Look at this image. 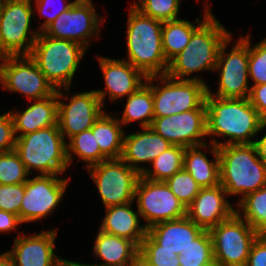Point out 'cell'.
<instances>
[{
    "instance_id": "c3c4849f",
    "label": "cell",
    "mask_w": 266,
    "mask_h": 266,
    "mask_svg": "<svg viewBox=\"0 0 266 266\" xmlns=\"http://www.w3.org/2000/svg\"><path fill=\"white\" fill-rule=\"evenodd\" d=\"M2 5H3V0H0V12H1Z\"/></svg>"
},
{
    "instance_id": "e0dca14e",
    "label": "cell",
    "mask_w": 266,
    "mask_h": 266,
    "mask_svg": "<svg viewBox=\"0 0 266 266\" xmlns=\"http://www.w3.org/2000/svg\"><path fill=\"white\" fill-rule=\"evenodd\" d=\"M150 128L173 145L183 147L205 144L207 137L206 108L154 117Z\"/></svg>"
},
{
    "instance_id": "836d02e7",
    "label": "cell",
    "mask_w": 266,
    "mask_h": 266,
    "mask_svg": "<svg viewBox=\"0 0 266 266\" xmlns=\"http://www.w3.org/2000/svg\"><path fill=\"white\" fill-rule=\"evenodd\" d=\"M180 266H215L212 239L204 230L192 244L179 255Z\"/></svg>"
},
{
    "instance_id": "9a60e30c",
    "label": "cell",
    "mask_w": 266,
    "mask_h": 266,
    "mask_svg": "<svg viewBox=\"0 0 266 266\" xmlns=\"http://www.w3.org/2000/svg\"><path fill=\"white\" fill-rule=\"evenodd\" d=\"M69 178L58 175H36L25 182V193L20 206V220L30 223L52 214L63 200Z\"/></svg>"
},
{
    "instance_id": "7402d4cb",
    "label": "cell",
    "mask_w": 266,
    "mask_h": 266,
    "mask_svg": "<svg viewBox=\"0 0 266 266\" xmlns=\"http://www.w3.org/2000/svg\"><path fill=\"white\" fill-rule=\"evenodd\" d=\"M9 113L13 120L16 137L57 125V90L51 96L34 100V103L29 105L23 112L12 110Z\"/></svg>"
},
{
    "instance_id": "bcb514c9",
    "label": "cell",
    "mask_w": 266,
    "mask_h": 266,
    "mask_svg": "<svg viewBox=\"0 0 266 266\" xmlns=\"http://www.w3.org/2000/svg\"><path fill=\"white\" fill-rule=\"evenodd\" d=\"M0 266H15L12 257L6 252L0 254Z\"/></svg>"
},
{
    "instance_id": "f546056e",
    "label": "cell",
    "mask_w": 266,
    "mask_h": 266,
    "mask_svg": "<svg viewBox=\"0 0 266 266\" xmlns=\"http://www.w3.org/2000/svg\"><path fill=\"white\" fill-rule=\"evenodd\" d=\"M236 204L235 212L260 234H266V186L245 195Z\"/></svg>"
},
{
    "instance_id": "4fadbf2b",
    "label": "cell",
    "mask_w": 266,
    "mask_h": 266,
    "mask_svg": "<svg viewBox=\"0 0 266 266\" xmlns=\"http://www.w3.org/2000/svg\"><path fill=\"white\" fill-rule=\"evenodd\" d=\"M137 210L146 229L155 224L186 216V208L170 190L165 181H152L140 175L135 198Z\"/></svg>"
},
{
    "instance_id": "7dc6e473",
    "label": "cell",
    "mask_w": 266,
    "mask_h": 266,
    "mask_svg": "<svg viewBox=\"0 0 266 266\" xmlns=\"http://www.w3.org/2000/svg\"><path fill=\"white\" fill-rule=\"evenodd\" d=\"M62 266H101V265H97L96 263L95 264H82V263H79V262H72L70 260H67V259H63V265Z\"/></svg>"
},
{
    "instance_id": "ac0fdd59",
    "label": "cell",
    "mask_w": 266,
    "mask_h": 266,
    "mask_svg": "<svg viewBox=\"0 0 266 266\" xmlns=\"http://www.w3.org/2000/svg\"><path fill=\"white\" fill-rule=\"evenodd\" d=\"M99 65L103 74L105 88L95 90L103 107L107 94L109 100L127 98L145 83L146 76L124 59H115L98 56ZM144 80V81H143Z\"/></svg>"
},
{
    "instance_id": "ee69618b",
    "label": "cell",
    "mask_w": 266,
    "mask_h": 266,
    "mask_svg": "<svg viewBox=\"0 0 266 266\" xmlns=\"http://www.w3.org/2000/svg\"><path fill=\"white\" fill-rule=\"evenodd\" d=\"M19 224H22L18 215H15L4 210H0V232L15 231Z\"/></svg>"
},
{
    "instance_id": "8fae6325",
    "label": "cell",
    "mask_w": 266,
    "mask_h": 266,
    "mask_svg": "<svg viewBox=\"0 0 266 266\" xmlns=\"http://www.w3.org/2000/svg\"><path fill=\"white\" fill-rule=\"evenodd\" d=\"M87 170L105 208L135 202V187L141 174L121 158L106 159Z\"/></svg>"
},
{
    "instance_id": "44dd1931",
    "label": "cell",
    "mask_w": 266,
    "mask_h": 266,
    "mask_svg": "<svg viewBox=\"0 0 266 266\" xmlns=\"http://www.w3.org/2000/svg\"><path fill=\"white\" fill-rule=\"evenodd\" d=\"M172 145L161 135L155 133L150 127L142 128L139 132L124 135L121 159L141 174L147 167L139 166L140 164H151L158 155Z\"/></svg>"
},
{
    "instance_id": "d6986e66",
    "label": "cell",
    "mask_w": 266,
    "mask_h": 266,
    "mask_svg": "<svg viewBox=\"0 0 266 266\" xmlns=\"http://www.w3.org/2000/svg\"><path fill=\"white\" fill-rule=\"evenodd\" d=\"M57 229L43 230L32 236L17 235L7 253L15 266H62L63 259L54 252Z\"/></svg>"
},
{
    "instance_id": "52a82bcc",
    "label": "cell",
    "mask_w": 266,
    "mask_h": 266,
    "mask_svg": "<svg viewBox=\"0 0 266 266\" xmlns=\"http://www.w3.org/2000/svg\"><path fill=\"white\" fill-rule=\"evenodd\" d=\"M28 0H3L0 12V57L30 55L39 31L31 28L34 9Z\"/></svg>"
},
{
    "instance_id": "d4e9b609",
    "label": "cell",
    "mask_w": 266,
    "mask_h": 266,
    "mask_svg": "<svg viewBox=\"0 0 266 266\" xmlns=\"http://www.w3.org/2000/svg\"><path fill=\"white\" fill-rule=\"evenodd\" d=\"M133 202L111 206L106 209L100 230L131 240L138 248L145 238L147 229L140 225V215L131 208Z\"/></svg>"
},
{
    "instance_id": "4dcf8cb0",
    "label": "cell",
    "mask_w": 266,
    "mask_h": 266,
    "mask_svg": "<svg viewBox=\"0 0 266 266\" xmlns=\"http://www.w3.org/2000/svg\"><path fill=\"white\" fill-rule=\"evenodd\" d=\"M186 148L172 145L151 162L153 169L146 168L141 176L152 181H166L183 169Z\"/></svg>"
},
{
    "instance_id": "f6af8a7d",
    "label": "cell",
    "mask_w": 266,
    "mask_h": 266,
    "mask_svg": "<svg viewBox=\"0 0 266 266\" xmlns=\"http://www.w3.org/2000/svg\"><path fill=\"white\" fill-rule=\"evenodd\" d=\"M264 128H266V121H263L261 124V130H263ZM254 145L257 149L260 160L266 166V134L262 136L261 139L255 140Z\"/></svg>"
},
{
    "instance_id": "83f0119b",
    "label": "cell",
    "mask_w": 266,
    "mask_h": 266,
    "mask_svg": "<svg viewBox=\"0 0 266 266\" xmlns=\"http://www.w3.org/2000/svg\"><path fill=\"white\" fill-rule=\"evenodd\" d=\"M122 127L118 117H113L105 111L91 127L100 151L107 159H118L122 156L125 135Z\"/></svg>"
},
{
    "instance_id": "ab89813d",
    "label": "cell",
    "mask_w": 266,
    "mask_h": 266,
    "mask_svg": "<svg viewBox=\"0 0 266 266\" xmlns=\"http://www.w3.org/2000/svg\"><path fill=\"white\" fill-rule=\"evenodd\" d=\"M55 1L60 2V3L63 2V3H62V5H60V8L57 9L58 11L56 10V12L49 13L48 10L51 8L50 6H53V5L56 6ZM75 1L76 0L71 1V2H68V0H59V1L58 0H34L33 1V2H35V8L34 9H36V11L38 10L37 13L41 17H45V21L42 22L43 24H40L41 26L38 27V31L43 32L55 20L56 17H58L62 12H65L66 10L71 8V6L74 4ZM51 10H52V8H51Z\"/></svg>"
},
{
    "instance_id": "1f68e13d",
    "label": "cell",
    "mask_w": 266,
    "mask_h": 266,
    "mask_svg": "<svg viewBox=\"0 0 266 266\" xmlns=\"http://www.w3.org/2000/svg\"><path fill=\"white\" fill-rule=\"evenodd\" d=\"M67 160L71 164L73 155L84 161L86 168L99 164L107 158L101 153L100 147L93 135L92 129L80 132L66 143ZM73 154V155H72Z\"/></svg>"
},
{
    "instance_id": "30bf717a",
    "label": "cell",
    "mask_w": 266,
    "mask_h": 266,
    "mask_svg": "<svg viewBox=\"0 0 266 266\" xmlns=\"http://www.w3.org/2000/svg\"><path fill=\"white\" fill-rule=\"evenodd\" d=\"M230 34L222 43L218 66L220 73L218 90L214 94L208 87V94L219 98H249L251 86L248 85L249 35L240 36L229 53L226 48L232 42Z\"/></svg>"
},
{
    "instance_id": "7a4b0ae2",
    "label": "cell",
    "mask_w": 266,
    "mask_h": 266,
    "mask_svg": "<svg viewBox=\"0 0 266 266\" xmlns=\"http://www.w3.org/2000/svg\"><path fill=\"white\" fill-rule=\"evenodd\" d=\"M230 34L212 13L192 33L183 51L169 61L166 75L178 80H197L205 83L202 78L191 77V74L205 70L214 71L218 66L221 43Z\"/></svg>"
},
{
    "instance_id": "74e56055",
    "label": "cell",
    "mask_w": 266,
    "mask_h": 266,
    "mask_svg": "<svg viewBox=\"0 0 266 266\" xmlns=\"http://www.w3.org/2000/svg\"><path fill=\"white\" fill-rule=\"evenodd\" d=\"M250 37L248 72L254 81L251 85H261L266 83V38L251 46Z\"/></svg>"
},
{
    "instance_id": "b9f144b4",
    "label": "cell",
    "mask_w": 266,
    "mask_h": 266,
    "mask_svg": "<svg viewBox=\"0 0 266 266\" xmlns=\"http://www.w3.org/2000/svg\"><path fill=\"white\" fill-rule=\"evenodd\" d=\"M246 266H266V234H260L253 242Z\"/></svg>"
},
{
    "instance_id": "cb8c5ba5",
    "label": "cell",
    "mask_w": 266,
    "mask_h": 266,
    "mask_svg": "<svg viewBox=\"0 0 266 266\" xmlns=\"http://www.w3.org/2000/svg\"><path fill=\"white\" fill-rule=\"evenodd\" d=\"M101 266H138L139 248L131 241L99 229L93 247Z\"/></svg>"
},
{
    "instance_id": "e575fe53",
    "label": "cell",
    "mask_w": 266,
    "mask_h": 266,
    "mask_svg": "<svg viewBox=\"0 0 266 266\" xmlns=\"http://www.w3.org/2000/svg\"><path fill=\"white\" fill-rule=\"evenodd\" d=\"M181 0H138L131 3L143 15L166 22L178 18Z\"/></svg>"
},
{
    "instance_id": "7c38bea8",
    "label": "cell",
    "mask_w": 266,
    "mask_h": 266,
    "mask_svg": "<svg viewBox=\"0 0 266 266\" xmlns=\"http://www.w3.org/2000/svg\"><path fill=\"white\" fill-rule=\"evenodd\" d=\"M0 85L9 92L26 96L29 101L53 95L56 89L29 55L0 57Z\"/></svg>"
},
{
    "instance_id": "ffe728a7",
    "label": "cell",
    "mask_w": 266,
    "mask_h": 266,
    "mask_svg": "<svg viewBox=\"0 0 266 266\" xmlns=\"http://www.w3.org/2000/svg\"><path fill=\"white\" fill-rule=\"evenodd\" d=\"M234 213L235 208L230 204L227 193L220 184L201 188L199 194L186 208V216L197 226L208 231Z\"/></svg>"
},
{
    "instance_id": "2e32d148",
    "label": "cell",
    "mask_w": 266,
    "mask_h": 266,
    "mask_svg": "<svg viewBox=\"0 0 266 266\" xmlns=\"http://www.w3.org/2000/svg\"><path fill=\"white\" fill-rule=\"evenodd\" d=\"M63 90L57 89L58 127L68 140L82 131L91 129L95 121L104 112L95 90L78 92L69 96ZM63 99V100H62ZM68 100V103L63 102Z\"/></svg>"
},
{
    "instance_id": "ba28073f",
    "label": "cell",
    "mask_w": 266,
    "mask_h": 266,
    "mask_svg": "<svg viewBox=\"0 0 266 266\" xmlns=\"http://www.w3.org/2000/svg\"><path fill=\"white\" fill-rule=\"evenodd\" d=\"M159 84L153 82L158 80ZM154 117H165L206 108L208 85L197 80H178L165 75L151 76Z\"/></svg>"
},
{
    "instance_id": "8992f818",
    "label": "cell",
    "mask_w": 266,
    "mask_h": 266,
    "mask_svg": "<svg viewBox=\"0 0 266 266\" xmlns=\"http://www.w3.org/2000/svg\"><path fill=\"white\" fill-rule=\"evenodd\" d=\"M86 50L76 42L52 38L40 32L29 56L56 90L63 88L69 92Z\"/></svg>"
},
{
    "instance_id": "d590c367",
    "label": "cell",
    "mask_w": 266,
    "mask_h": 266,
    "mask_svg": "<svg viewBox=\"0 0 266 266\" xmlns=\"http://www.w3.org/2000/svg\"><path fill=\"white\" fill-rule=\"evenodd\" d=\"M29 175L15 150L0 154V184L25 183Z\"/></svg>"
},
{
    "instance_id": "603a6c76",
    "label": "cell",
    "mask_w": 266,
    "mask_h": 266,
    "mask_svg": "<svg viewBox=\"0 0 266 266\" xmlns=\"http://www.w3.org/2000/svg\"><path fill=\"white\" fill-rule=\"evenodd\" d=\"M204 230L187 216L155 224L147 232L160 244V249H167L180 255L192 244Z\"/></svg>"
},
{
    "instance_id": "277c9868",
    "label": "cell",
    "mask_w": 266,
    "mask_h": 266,
    "mask_svg": "<svg viewBox=\"0 0 266 266\" xmlns=\"http://www.w3.org/2000/svg\"><path fill=\"white\" fill-rule=\"evenodd\" d=\"M218 152L220 185L227 195H238L240 201L266 186V166L254 143L220 146Z\"/></svg>"
},
{
    "instance_id": "9c48e42d",
    "label": "cell",
    "mask_w": 266,
    "mask_h": 266,
    "mask_svg": "<svg viewBox=\"0 0 266 266\" xmlns=\"http://www.w3.org/2000/svg\"><path fill=\"white\" fill-rule=\"evenodd\" d=\"M209 233L215 266H246L251 246L260 235L236 212Z\"/></svg>"
},
{
    "instance_id": "6da1fadb",
    "label": "cell",
    "mask_w": 266,
    "mask_h": 266,
    "mask_svg": "<svg viewBox=\"0 0 266 266\" xmlns=\"http://www.w3.org/2000/svg\"><path fill=\"white\" fill-rule=\"evenodd\" d=\"M258 111L248 98H219L207 93L206 123L207 136L217 147L231 144H252L261 131ZM215 136H225L227 140L218 142ZM253 138V139H252Z\"/></svg>"
},
{
    "instance_id": "4316f807",
    "label": "cell",
    "mask_w": 266,
    "mask_h": 266,
    "mask_svg": "<svg viewBox=\"0 0 266 266\" xmlns=\"http://www.w3.org/2000/svg\"><path fill=\"white\" fill-rule=\"evenodd\" d=\"M204 12L203 20L200 21L197 18L196 25L181 18L163 22L162 45L164 56L168 62L183 51L188 45L192 33L212 14L208 3L205 4Z\"/></svg>"
},
{
    "instance_id": "f1b7e54d",
    "label": "cell",
    "mask_w": 266,
    "mask_h": 266,
    "mask_svg": "<svg viewBox=\"0 0 266 266\" xmlns=\"http://www.w3.org/2000/svg\"><path fill=\"white\" fill-rule=\"evenodd\" d=\"M154 119L151 76L133 94L127 97L122 117L118 121L122 126L139 121L141 128H149Z\"/></svg>"
},
{
    "instance_id": "5bb4252c",
    "label": "cell",
    "mask_w": 266,
    "mask_h": 266,
    "mask_svg": "<svg viewBox=\"0 0 266 266\" xmlns=\"http://www.w3.org/2000/svg\"><path fill=\"white\" fill-rule=\"evenodd\" d=\"M102 20L91 0H76L43 32L49 37L70 40L88 49L90 38H99L97 34L101 32L100 24H104Z\"/></svg>"
},
{
    "instance_id": "8d00e7d4",
    "label": "cell",
    "mask_w": 266,
    "mask_h": 266,
    "mask_svg": "<svg viewBox=\"0 0 266 266\" xmlns=\"http://www.w3.org/2000/svg\"><path fill=\"white\" fill-rule=\"evenodd\" d=\"M165 182L185 208L192 203L201 189L191 174L184 168Z\"/></svg>"
},
{
    "instance_id": "3957f363",
    "label": "cell",
    "mask_w": 266,
    "mask_h": 266,
    "mask_svg": "<svg viewBox=\"0 0 266 266\" xmlns=\"http://www.w3.org/2000/svg\"><path fill=\"white\" fill-rule=\"evenodd\" d=\"M128 60L146 77L165 75L168 61L163 53V22L143 15L132 4L127 20Z\"/></svg>"
},
{
    "instance_id": "60d3db41",
    "label": "cell",
    "mask_w": 266,
    "mask_h": 266,
    "mask_svg": "<svg viewBox=\"0 0 266 266\" xmlns=\"http://www.w3.org/2000/svg\"><path fill=\"white\" fill-rule=\"evenodd\" d=\"M16 144V135L11 114L0 115V154L13 151Z\"/></svg>"
},
{
    "instance_id": "f35d334b",
    "label": "cell",
    "mask_w": 266,
    "mask_h": 266,
    "mask_svg": "<svg viewBox=\"0 0 266 266\" xmlns=\"http://www.w3.org/2000/svg\"><path fill=\"white\" fill-rule=\"evenodd\" d=\"M25 193V183L4 185L0 184V210L18 215Z\"/></svg>"
},
{
    "instance_id": "d6a6232c",
    "label": "cell",
    "mask_w": 266,
    "mask_h": 266,
    "mask_svg": "<svg viewBox=\"0 0 266 266\" xmlns=\"http://www.w3.org/2000/svg\"><path fill=\"white\" fill-rule=\"evenodd\" d=\"M138 266H180L179 255L160 249V244L147 232L139 246Z\"/></svg>"
},
{
    "instance_id": "7bdbcfd3",
    "label": "cell",
    "mask_w": 266,
    "mask_h": 266,
    "mask_svg": "<svg viewBox=\"0 0 266 266\" xmlns=\"http://www.w3.org/2000/svg\"><path fill=\"white\" fill-rule=\"evenodd\" d=\"M249 101L258 111L261 119L266 121V83L251 86Z\"/></svg>"
},
{
    "instance_id": "484cf974",
    "label": "cell",
    "mask_w": 266,
    "mask_h": 266,
    "mask_svg": "<svg viewBox=\"0 0 266 266\" xmlns=\"http://www.w3.org/2000/svg\"><path fill=\"white\" fill-rule=\"evenodd\" d=\"M211 145L213 160H209L201 150H206L209 147L208 143L186 147L184 153L183 168L191 174L201 188L215 187L220 184L218 147Z\"/></svg>"
},
{
    "instance_id": "5b68a950",
    "label": "cell",
    "mask_w": 266,
    "mask_h": 266,
    "mask_svg": "<svg viewBox=\"0 0 266 266\" xmlns=\"http://www.w3.org/2000/svg\"><path fill=\"white\" fill-rule=\"evenodd\" d=\"M26 170L40 175H62L67 171L66 139L58 124L16 137L15 149Z\"/></svg>"
}]
</instances>
